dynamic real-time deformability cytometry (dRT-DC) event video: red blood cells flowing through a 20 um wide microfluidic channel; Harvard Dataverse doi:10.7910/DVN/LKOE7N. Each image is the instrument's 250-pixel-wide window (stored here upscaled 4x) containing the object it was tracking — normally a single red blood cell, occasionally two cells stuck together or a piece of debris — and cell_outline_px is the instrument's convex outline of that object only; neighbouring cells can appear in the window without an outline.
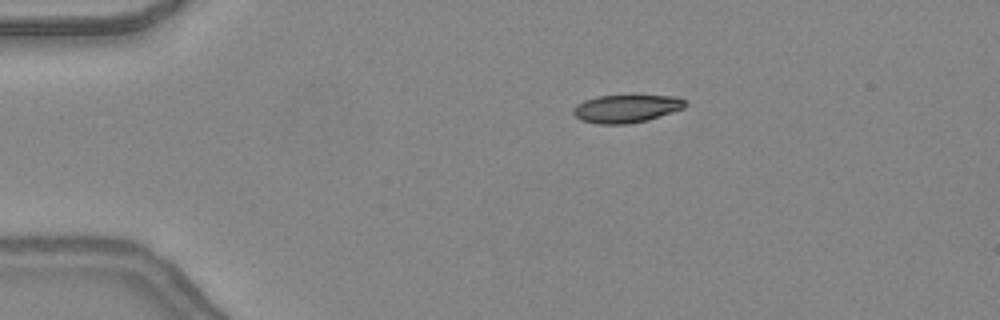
{"species": "common noctule bat (a hibernating species)", "species_latin": "Nyctalus noctula", "temperature_condition": "warm", "stored_images_in_passage": 48, "camera_frame_rate_fps": 3000, "um_per_image_px": 0.085, "animal": {"sex": "female", "body_mass_g": 24.6, "forearm_length_mm": 56.2}, "frame": {"image": 1, "passage_image": 10, "time_ms": 3.0, "image_size_px": [1000, 320], "cell_outline_px": [[688, 104], [684, 108], [648, 120], [628, 124], [596, 124], [580, 120], [572, 112], [572, 108], [576, 104], [584, 100], [596, 96], [676, 96], [684, 100]], "centroid_in_image_um": [53.2, 9.24], "position_along_channel_um": 31.8, "area_um2": 18.26}}
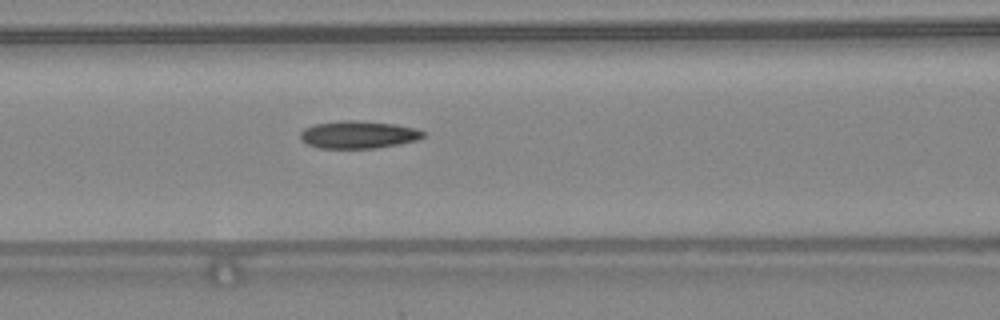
{"frame": {"image": 2, "passage_image": 21, "time_ms": 6.667, "image_size_px": [1000, 320], "cell_outline_px": [[424, 136], [416, 140], [376, 148], [320, 148], [308, 144], [300, 140], [300, 132], [304, 128], [312, 124], [340, 120], [352, 120], [396, 124], [416, 128], [424, 132]], "centroid_in_image_um": [30.41, 11.43], "position_along_channel_um": 136.2, "area_um2": 19.71}}
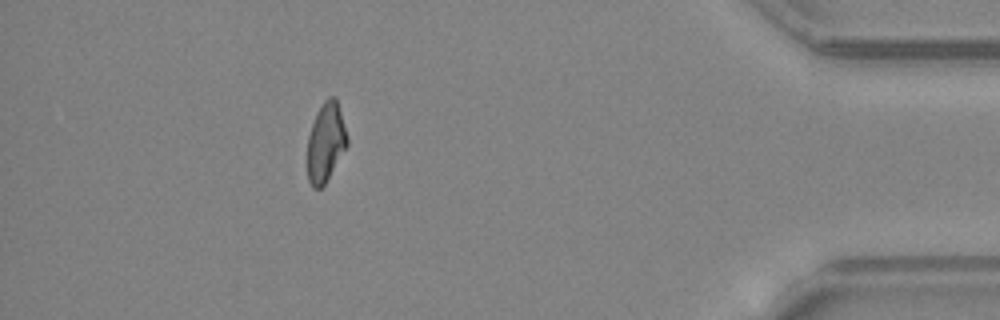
{"frame": {"image": 3, "passage_image": 43, "time_ms": 14.0, "image_size_px": [1000, 320], "cell_outline_px": [[348, 144], [324, 184], [320, 188], [312, 188], [308, 180], [308, 136], [316, 112], [324, 100], [328, 96], [336, 96], [348, 136]], "centroid_in_image_um": [27.69, 12.05], "position_along_channel_um": 407.5, "area_um2": 18.26}, "authors_computed_cell_mechanics": {"area_um2": 19.1607, "velocity_mm_per_s": 4.3962, "shape_relaxation_time_tau1_ms": null, "shape_relaxation_time_tau2_ms": 2.3213, "deformation_change_tau1": null, "deformation_change_tau2": 0.0981}}